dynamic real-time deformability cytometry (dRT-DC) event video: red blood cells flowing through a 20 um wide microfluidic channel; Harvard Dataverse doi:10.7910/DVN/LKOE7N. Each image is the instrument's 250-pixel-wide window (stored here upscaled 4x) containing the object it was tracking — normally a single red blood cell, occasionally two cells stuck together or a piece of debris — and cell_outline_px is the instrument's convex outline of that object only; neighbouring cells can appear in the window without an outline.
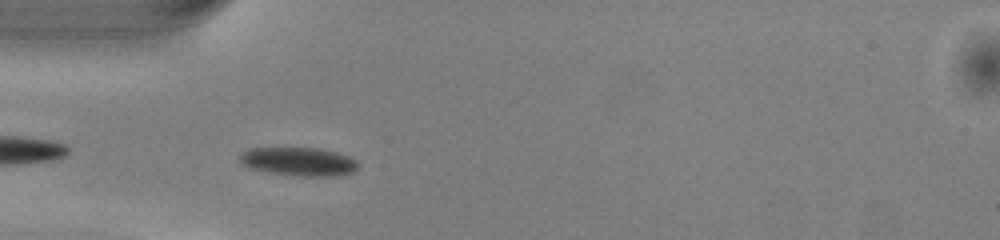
{"species": "common noctule bat (a hibernating species)", "species_latin": "Nyctalus noctula", "temperature_condition": "warm", "stored_images_in_passage": 36, "camera_frame_rate_fps": 3000, "um_per_image_px": 0.085, "animal": {"sex": "male", "body_mass_g": 13.0, "forearm_length_mm": 53.1}, "frame": {"image": 1, "passage_image": 2, "time_ms": 0.333, "image_size_px": [1000, 240], "cell_outline_px": [[360, 164], [352, 172], [340, 176], [300, 176], [268, 172], [252, 168], [244, 164], [236, 156], [240, 152], [248, 148], [320, 148], [336, 152], [348, 156], [356, 160]], "centroid_in_image_um": [25.39, 13.72], "position_along_channel_um": 59.6, "area_um2": 19.77}}
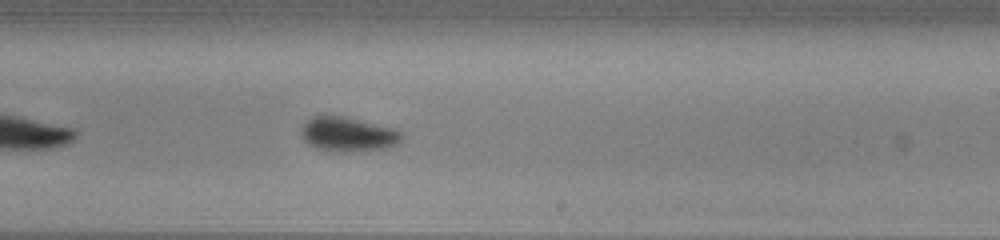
{"frame": {"image": 2, "passage_image": 17, "time_ms": 5.333, "image_size_px": [1000, 240], "cell_outline_px": [[404, 136], [396, 144], [388, 148], [344, 152], [328, 152], [316, 148], [308, 144], [304, 140], [300, 132], [300, 128], [312, 116], [340, 116], [396, 128], [404, 132]], "centroid_in_image_um": [29.58, 11.43], "position_along_channel_um": 259.4, "area_um2": 20.35}}
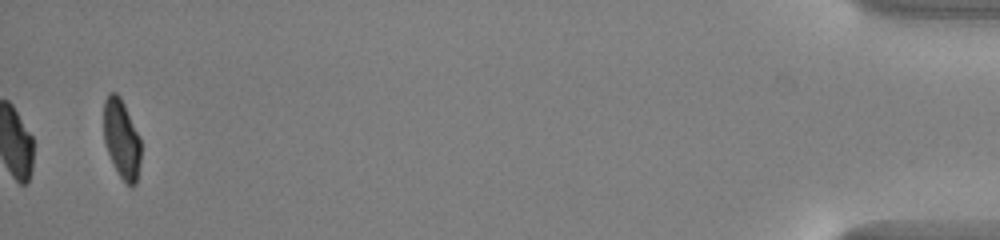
{"frame": {"image": 3, "passage_image": 36, "time_ms": 11.667, "image_size_px": [1000, 240], "cell_outline_px": [[140, 164], [136, 184], [132, 188], [120, 176], [108, 152], [104, 140], [104, 100], [108, 92], [116, 92], [120, 96], [140, 136]], "centroid_in_image_um": [10.34, 11.78], "position_along_channel_um": 424.9, "area_um2": 17.05}, "authors_computed_cell_mechanics": {"area_um2": 19.8254, "velocity_mm_per_s": 4.0567, "shape_relaxation_time_tau1_ms": 2.1625, "shape_relaxation_time_tau2_ms": 2.6896, "deformation_change_tau1": 0.0972, "deformation_change_tau2": 0.0594}}